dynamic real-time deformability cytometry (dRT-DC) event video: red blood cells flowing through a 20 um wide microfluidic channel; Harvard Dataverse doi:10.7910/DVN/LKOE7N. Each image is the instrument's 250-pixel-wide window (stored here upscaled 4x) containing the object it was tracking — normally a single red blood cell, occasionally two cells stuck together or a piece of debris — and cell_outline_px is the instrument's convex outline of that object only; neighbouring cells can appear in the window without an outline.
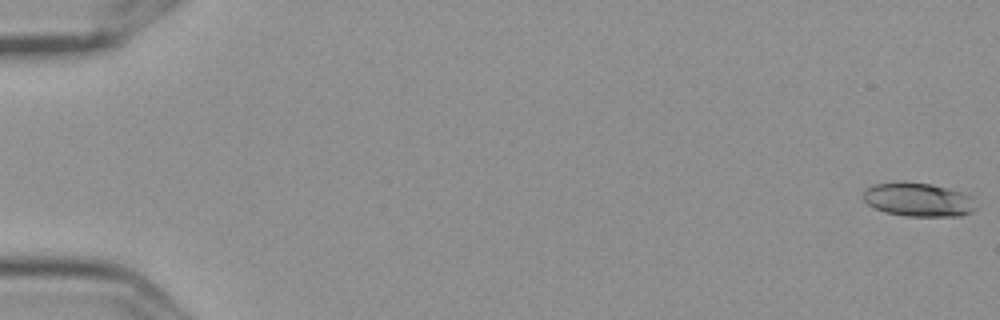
{"species": "Egyptian fruit bat (a non-hibernating species)", "species_latin": "Rousettus aegyptiacus", "temperature_condition": "cold", "stored_images_in_passage": 6, "camera_frame_rate_fps": 3000, "um_per_image_px": 0.085, "frame": {"image": 1, "passage_image": 1, "time_ms": 0.0, "image_size_px": [1000, 320], "cell_outline_px": [[976, 208], [972, 212], [960, 216], [908, 216], [884, 212], [868, 204], [864, 200], [864, 188], [876, 184], [900, 180], [904, 180], [932, 184], [964, 192], [972, 196]], "centroid_in_image_um": [78.06, 16.94], "position_along_channel_um": 6.9, "area_um2": 22.54}}
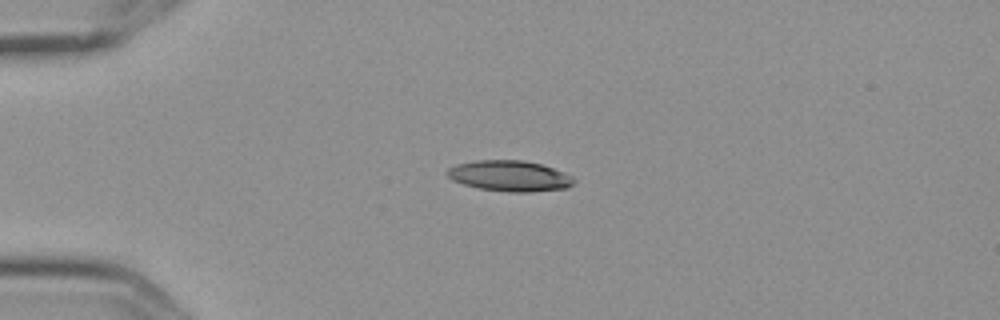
{"frame": {"image": 2, "passage_image": 5, "time_ms": 1.333, "image_size_px": [1000, 320], "cell_outline_px": [[576, 180], [568, 188], [532, 192], [508, 192], [480, 188], [464, 184], [452, 180], [448, 176], [448, 168], [456, 164], [476, 160], [524, 160], [540, 164], [564, 172], [572, 176]], "centroid_in_image_um": [43.34, 14.95], "position_along_channel_um": 41.7, "area_um2": 22.66}}